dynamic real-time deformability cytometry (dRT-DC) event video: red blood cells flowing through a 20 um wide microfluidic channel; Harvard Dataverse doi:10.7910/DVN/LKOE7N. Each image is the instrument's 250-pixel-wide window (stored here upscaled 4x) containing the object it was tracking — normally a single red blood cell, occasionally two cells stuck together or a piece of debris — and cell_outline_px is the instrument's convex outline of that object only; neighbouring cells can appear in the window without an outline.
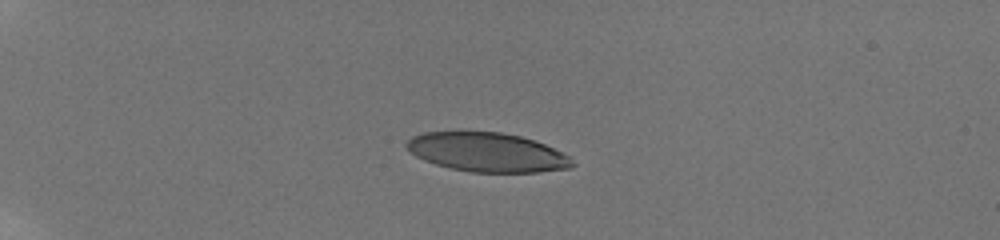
{"species": "human", "species_latin": "Homo sapiens", "temperature_condition": "room temperature", "stored_images_in_passage": 9, "camera_frame_rate_fps": 3000, "um_per_image_px": 0.085, "donor": {"sex": "male"}, "frame": {"image": 1, "passage_image": 6, "time_ms": 5.0, "image_size_px": [1000, 240], "cell_outline_px": [[576, 164], [572, 168], [536, 172], [472, 172], [452, 168], [436, 164], [424, 160], [416, 156], [404, 148], [404, 144], [412, 136], [424, 132], [500, 132], [520, 136], [544, 144], [568, 156]], "centroid_in_image_um": [41.38, 12.94], "position_along_channel_um": 43.6, "area_um2": 37.57}}